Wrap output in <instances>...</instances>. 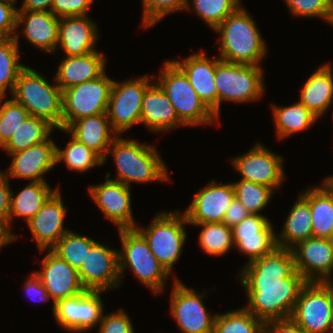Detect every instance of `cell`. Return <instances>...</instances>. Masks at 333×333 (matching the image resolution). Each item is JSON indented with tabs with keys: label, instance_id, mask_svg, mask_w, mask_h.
<instances>
[{
	"label": "cell",
	"instance_id": "4316f807",
	"mask_svg": "<svg viewBox=\"0 0 333 333\" xmlns=\"http://www.w3.org/2000/svg\"><path fill=\"white\" fill-rule=\"evenodd\" d=\"M78 142L97 153L102 159L108 148L119 136L111 127L107 113L83 117L75 120L66 130Z\"/></svg>",
	"mask_w": 333,
	"mask_h": 333
},
{
	"label": "cell",
	"instance_id": "30bf717a",
	"mask_svg": "<svg viewBox=\"0 0 333 333\" xmlns=\"http://www.w3.org/2000/svg\"><path fill=\"white\" fill-rule=\"evenodd\" d=\"M113 81L104 72L97 79L63 90L62 129L80 118L107 113Z\"/></svg>",
	"mask_w": 333,
	"mask_h": 333
},
{
	"label": "cell",
	"instance_id": "52a82bcc",
	"mask_svg": "<svg viewBox=\"0 0 333 333\" xmlns=\"http://www.w3.org/2000/svg\"><path fill=\"white\" fill-rule=\"evenodd\" d=\"M185 224H188L185 213L164 211L157 213L146 228H140L138 225L135 227L147 241L155 258L170 275L186 243Z\"/></svg>",
	"mask_w": 333,
	"mask_h": 333
},
{
	"label": "cell",
	"instance_id": "1f68e13d",
	"mask_svg": "<svg viewBox=\"0 0 333 333\" xmlns=\"http://www.w3.org/2000/svg\"><path fill=\"white\" fill-rule=\"evenodd\" d=\"M321 185L307 189L301 195L309 202L313 237L330 239L333 234V195Z\"/></svg>",
	"mask_w": 333,
	"mask_h": 333
},
{
	"label": "cell",
	"instance_id": "11a10c76",
	"mask_svg": "<svg viewBox=\"0 0 333 333\" xmlns=\"http://www.w3.org/2000/svg\"><path fill=\"white\" fill-rule=\"evenodd\" d=\"M321 184H323L333 195V175L325 178Z\"/></svg>",
	"mask_w": 333,
	"mask_h": 333
},
{
	"label": "cell",
	"instance_id": "bcb514c9",
	"mask_svg": "<svg viewBox=\"0 0 333 333\" xmlns=\"http://www.w3.org/2000/svg\"><path fill=\"white\" fill-rule=\"evenodd\" d=\"M16 2L13 0H0V38L14 37L17 32Z\"/></svg>",
	"mask_w": 333,
	"mask_h": 333
},
{
	"label": "cell",
	"instance_id": "f5cc1de1",
	"mask_svg": "<svg viewBox=\"0 0 333 333\" xmlns=\"http://www.w3.org/2000/svg\"><path fill=\"white\" fill-rule=\"evenodd\" d=\"M54 0H23L18 11H47L52 12Z\"/></svg>",
	"mask_w": 333,
	"mask_h": 333
},
{
	"label": "cell",
	"instance_id": "ac0fdd59",
	"mask_svg": "<svg viewBox=\"0 0 333 333\" xmlns=\"http://www.w3.org/2000/svg\"><path fill=\"white\" fill-rule=\"evenodd\" d=\"M82 285L87 290L106 291L119 288L118 251L97 242L78 270Z\"/></svg>",
	"mask_w": 333,
	"mask_h": 333
},
{
	"label": "cell",
	"instance_id": "ba28073f",
	"mask_svg": "<svg viewBox=\"0 0 333 333\" xmlns=\"http://www.w3.org/2000/svg\"><path fill=\"white\" fill-rule=\"evenodd\" d=\"M263 72L261 66L223 60L216 65L214 80L218 91V119L222 101L243 104L261 98L265 92Z\"/></svg>",
	"mask_w": 333,
	"mask_h": 333
},
{
	"label": "cell",
	"instance_id": "cb8c5ba5",
	"mask_svg": "<svg viewBox=\"0 0 333 333\" xmlns=\"http://www.w3.org/2000/svg\"><path fill=\"white\" fill-rule=\"evenodd\" d=\"M95 22L85 16H65L60 18L58 46L65 56H82L96 51L99 37Z\"/></svg>",
	"mask_w": 333,
	"mask_h": 333
},
{
	"label": "cell",
	"instance_id": "816d5d0a",
	"mask_svg": "<svg viewBox=\"0 0 333 333\" xmlns=\"http://www.w3.org/2000/svg\"><path fill=\"white\" fill-rule=\"evenodd\" d=\"M266 333H306L291 318L266 323Z\"/></svg>",
	"mask_w": 333,
	"mask_h": 333
},
{
	"label": "cell",
	"instance_id": "8fae6325",
	"mask_svg": "<svg viewBox=\"0 0 333 333\" xmlns=\"http://www.w3.org/2000/svg\"><path fill=\"white\" fill-rule=\"evenodd\" d=\"M148 75L124 82L113 81L107 115L112 129L118 134L141 124V105L146 89L154 82ZM151 80V81H150Z\"/></svg>",
	"mask_w": 333,
	"mask_h": 333
},
{
	"label": "cell",
	"instance_id": "d6a6232c",
	"mask_svg": "<svg viewBox=\"0 0 333 333\" xmlns=\"http://www.w3.org/2000/svg\"><path fill=\"white\" fill-rule=\"evenodd\" d=\"M272 116L277 138L283 139L310 128L317 117L300 101L293 105H272Z\"/></svg>",
	"mask_w": 333,
	"mask_h": 333
},
{
	"label": "cell",
	"instance_id": "4fadbf2b",
	"mask_svg": "<svg viewBox=\"0 0 333 333\" xmlns=\"http://www.w3.org/2000/svg\"><path fill=\"white\" fill-rule=\"evenodd\" d=\"M102 292L85 290L76 296L63 298L55 303V317L58 325L69 332L89 331L99 324L104 313Z\"/></svg>",
	"mask_w": 333,
	"mask_h": 333
},
{
	"label": "cell",
	"instance_id": "74e56055",
	"mask_svg": "<svg viewBox=\"0 0 333 333\" xmlns=\"http://www.w3.org/2000/svg\"><path fill=\"white\" fill-rule=\"evenodd\" d=\"M97 242L92 238L68 231L58 240L52 250L70 266L79 270L87 254Z\"/></svg>",
	"mask_w": 333,
	"mask_h": 333
},
{
	"label": "cell",
	"instance_id": "681fc988",
	"mask_svg": "<svg viewBox=\"0 0 333 333\" xmlns=\"http://www.w3.org/2000/svg\"><path fill=\"white\" fill-rule=\"evenodd\" d=\"M24 285V290L33 301L46 302L51 300L46 288L41 283L40 278L35 274V272L30 275V278L28 277Z\"/></svg>",
	"mask_w": 333,
	"mask_h": 333
},
{
	"label": "cell",
	"instance_id": "7a4b0ae2",
	"mask_svg": "<svg viewBox=\"0 0 333 333\" xmlns=\"http://www.w3.org/2000/svg\"><path fill=\"white\" fill-rule=\"evenodd\" d=\"M258 29L252 16L240 6L214 30L220 33L219 58L230 63L262 65L268 51Z\"/></svg>",
	"mask_w": 333,
	"mask_h": 333
},
{
	"label": "cell",
	"instance_id": "83f0119b",
	"mask_svg": "<svg viewBox=\"0 0 333 333\" xmlns=\"http://www.w3.org/2000/svg\"><path fill=\"white\" fill-rule=\"evenodd\" d=\"M106 57L98 50L82 56H65L59 63L54 80L61 90L97 79L105 72Z\"/></svg>",
	"mask_w": 333,
	"mask_h": 333
},
{
	"label": "cell",
	"instance_id": "f35d334b",
	"mask_svg": "<svg viewBox=\"0 0 333 333\" xmlns=\"http://www.w3.org/2000/svg\"><path fill=\"white\" fill-rule=\"evenodd\" d=\"M65 149L56 146V164L64 161L73 171L84 172L97 165H103V159L90 148L78 142L70 135Z\"/></svg>",
	"mask_w": 333,
	"mask_h": 333
},
{
	"label": "cell",
	"instance_id": "8992f818",
	"mask_svg": "<svg viewBox=\"0 0 333 333\" xmlns=\"http://www.w3.org/2000/svg\"><path fill=\"white\" fill-rule=\"evenodd\" d=\"M122 249L118 250L119 273L124 275L129 267L133 275L150 288L153 294L164 290L170 274L151 252L145 238L136 229H119Z\"/></svg>",
	"mask_w": 333,
	"mask_h": 333
},
{
	"label": "cell",
	"instance_id": "2e32d148",
	"mask_svg": "<svg viewBox=\"0 0 333 333\" xmlns=\"http://www.w3.org/2000/svg\"><path fill=\"white\" fill-rule=\"evenodd\" d=\"M291 250L296 270L307 282L332 281L333 242L329 238L310 237L298 242Z\"/></svg>",
	"mask_w": 333,
	"mask_h": 333
},
{
	"label": "cell",
	"instance_id": "5bb4252c",
	"mask_svg": "<svg viewBox=\"0 0 333 333\" xmlns=\"http://www.w3.org/2000/svg\"><path fill=\"white\" fill-rule=\"evenodd\" d=\"M235 170L245 181L255 182L278 189L285 178L282 156L275 154L261 143H257L248 152L231 159Z\"/></svg>",
	"mask_w": 333,
	"mask_h": 333
},
{
	"label": "cell",
	"instance_id": "836d02e7",
	"mask_svg": "<svg viewBox=\"0 0 333 333\" xmlns=\"http://www.w3.org/2000/svg\"><path fill=\"white\" fill-rule=\"evenodd\" d=\"M54 129L56 128L48 121L29 116L26 121L15 130L11 139L2 150H5L8 154L25 150L35 144L47 141Z\"/></svg>",
	"mask_w": 333,
	"mask_h": 333
},
{
	"label": "cell",
	"instance_id": "8d00e7d4",
	"mask_svg": "<svg viewBox=\"0 0 333 333\" xmlns=\"http://www.w3.org/2000/svg\"><path fill=\"white\" fill-rule=\"evenodd\" d=\"M202 227L199 245L208 255L221 256L234 247L232 228L223 222L192 224Z\"/></svg>",
	"mask_w": 333,
	"mask_h": 333
},
{
	"label": "cell",
	"instance_id": "f1b7e54d",
	"mask_svg": "<svg viewBox=\"0 0 333 333\" xmlns=\"http://www.w3.org/2000/svg\"><path fill=\"white\" fill-rule=\"evenodd\" d=\"M333 68L321 65L307 78L300 92V102L317 118L326 114L333 105Z\"/></svg>",
	"mask_w": 333,
	"mask_h": 333
},
{
	"label": "cell",
	"instance_id": "7bdbcfd3",
	"mask_svg": "<svg viewBox=\"0 0 333 333\" xmlns=\"http://www.w3.org/2000/svg\"><path fill=\"white\" fill-rule=\"evenodd\" d=\"M188 0H142V26L149 28L166 15L185 10Z\"/></svg>",
	"mask_w": 333,
	"mask_h": 333
},
{
	"label": "cell",
	"instance_id": "4dcf8cb0",
	"mask_svg": "<svg viewBox=\"0 0 333 333\" xmlns=\"http://www.w3.org/2000/svg\"><path fill=\"white\" fill-rule=\"evenodd\" d=\"M290 209L280 235H276L279 248L291 249L298 242L313 237L309 202L299 195Z\"/></svg>",
	"mask_w": 333,
	"mask_h": 333
},
{
	"label": "cell",
	"instance_id": "ee69618b",
	"mask_svg": "<svg viewBox=\"0 0 333 333\" xmlns=\"http://www.w3.org/2000/svg\"><path fill=\"white\" fill-rule=\"evenodd\" d=\"M284 2L294 16L319 17L331 24L328 0H284Z\"/></svg>",
	"mask_w": 333,
	"mask_h": 333
},
{
	"label": "cell",
	"instance_id": "d590c367",
	"mask_svg": "<svg viewBox=\"0 0 333 333\" xmlns=\"http://www.w3.org/2000/svg\"><path fill=\"white\" fill-rule=\"evenodd\" d=\"M213 333H266V323L243 307L216 313Z\"/></svg>",
	"mask_w": 333,
	"mask_h": 333
},
{
	"label": "cell",
	"instance_id": "44dd1931",
	"mask_svg": "<svg viewBox=\"0 0 333 333\" xmlns=\"http://www.w3.org/2000/svg\"><path fill=\"white\" fill-rule=\"evenodd\" d=\"M58 189L26 223L40 251L52 249L68 230L64 227L66 208Z\"/></svg>",
	"mask_w": 333,
	"mask_h": 333
},
{
	"label": "cell",
	"instance_id": "db71d44e",
	"mask_svg": "<svg viewBox=\"0 0 333 333\" xmlns=\"http://www.w3.org/2000/svg\"><path fill=\"white\" fill-rule=\"evenodd\" d=\"M11 243V239L5 234L3 227L0 225V248L4 245H9Z\"/></svg>",
	"mask_w": 333,
	"mask_h": 333
},
{
	"label": "cell",
	"instance_id": "603a6c76",
	"mask_svg": "<svg viewBox=\"0 0 333 333\" xmlns=\"http://www.w3.org/2000/svg\"><path fill=\"white\" fill-rule=\"evenodd\" d=\"M172 61L184 72L200 99L218 118V91L214 78L216 65L221 59H208L202 50L189 55L183 61Z\"/></svg>",
	"mask_w": 333,
	"mask_h": 333
},
{
	"label": "cell",
	"instance_id": "f907efd6",
	"mask_svg": "<svg viewBox=\"0 0 333 333\" xmlns=\"http://www.w3.org/2000/svg\"><path fill=\"white\" fill-rule=\"evenodd\" d=\"M249 215L250 212L246 209V207L235 198L228 207L222 222L232 228L246 219Z\"/></svg>",
	"mask_w": 333,
	"mask_h": 333
},
{
	"label": "cell",
	"instance_id": "9a60e30c",
	"mask_svg": "<svg viewBox=\"0 0 333 333\" xmlns=\"http://www.w3.org/2000/svg\"><path fill=\"white\" fill-rule=\"evenodd\" d=\"M106 173L105 182L89 187L90 197L104 213V217L119 229H135L137 226L132 213L131 193L127 185L111 180Z\"/></svg>",
	"mask_w": 333,
	"mask_h": 333
},
{
	"label": "cell",
	"instance_id": "7c38bea8",
	"mask_svg": "<svg viewBox=\"0 0 333 333\" xmlns=\"http://www.w3.org/2000/svg\"><path fill=\"white\" fill-rule=\"evenodd\" d=\"M205 293L189 289L178 278L171 291L170 313L182 333H213L216 314H210L202 299Z\"/></svg>",
	"mask_w": 333,
	"mask_h": 333
},
{
	"label": "cell",
	"instance_id": "484cf974",
	"mask_svg": "<svg viewBox=\"0 0 333 333\" xmlns=\"http://www.w3.org/2000/svg\"><path fill=\"white\" fill-rule=\"evenodd\" d=\"M17 29L22 23V34L27 41L47 53H55L58 43L60 18L47 11H17Z\"/></svg>",
	"mask_w": 333,
	"mask_h": 333
},
{
	"label": "cell",
	"instance_id": "b9f144b4",
	"mask_svg": "<svg viewBox=\"0 0 333 333\" xmlns=\"http://www.w3.org/2000/svg\"><path fill=\"white\" fill-rule=\"evenodd\" d=\"M4 101L0 97V148L2 149L11 139L15 130L30 116L27 109L13 98Z\"/></svg>",
	"mask_w": 333,
	"mask_h": 333
},
{
	"label": "cell",
	"instance_id": "c3c4849f",
	"mask_svg": "<svg viewBox=\"0 0 333 333\" xmlns=\"http://www.w3.org/2000/svg\"><path fill=\"white\" fill-rule=\"evenodd\" d=\"M11 193L9 179L0 171V225L8 237Z\"/></svg>",
	"mask_w": 333,
	"mask_h": 333
},
{
	"label": "cell",
	"instance_id": "d4e9b609",
	"mask_svg": "<svg viewBox=\"0 0 333 333\" xmlns=\"http://www.w3.org/2000/svg\"><path fill=\"white\" fill-rule=\"evenodd\" d=\"M141 123L150 131L167 132L178 126H186L178 117L171 101L154 81L145 91L141 105Z\"/></svg>",
	"mask_w": 333,
	"mask_h": 333
},
{
	"label": "cell",
	"instance_id": "9f6ffc18",
	"mask_svg": "<svg viewBox=\"0 0 333 333\" xmlns=\"http://www.w3.org/2000/svg\"><path fill=\"white\" fill-rule=\"evenodd\" d=\"M328 6L330 10V15H331V25H333V0H328Z\"/></svg>",
	"mask_w": 333,
	"mask_h": 333
},
{
	"label": "cell",
	"instance_id": "3957f363",
	"mask_svg": "<svg viewBox=\"0 0 333 333\" xmlns=\"http://www.w3.org/2000/svg\"><path fill=\"white\" fill-rule=\"evenodd\" d=\"M107 154H112L117 169V177L111 180L128 187L134 182L144 184L170 180L165 162L151 145L118 136L108 148L103 164Z\"/></svg>",
	"mask_w": 333,
	"mask_h": 333
},
{
	"label": "cell",
	"instance_id": "7dc6e473",
	"mask_svg": "<svg viewBox=\"0 0 333 333\" xmlns=\"http://www.w3.org/2000/svg\"><path fill=\"white\" fill-rule=\"evenodd\" d=\"M94 0H54L52 13L61 18L65 16H85Z\"/></svg>",
	"mask_w": 333,
	"mask_h": 333
},
{
	"label": "cell",
	"instance_id": "e575fe53",
	"mask_svg": "<svg viewBox=\"0 0 333 333\" xmlns=\"http://www.w3.org/2000/svg\"><path fill=\"white\" fill-rule=\"evenodd\" d=\"M19 34L14 37L0 38V97L6 90L13 93L19 73L26 67L19 60Z\"/></svg>",
	"mask_w": 333,
	"mask_h": 333
},
{
	"label": "cell",
	"instance_id": "f546056e",
	"mask_svg": "<svg viewBox=\"0 0 333 333\" xmlns=\"http://www.w3.org/2000/svg\"><path fill=\"white\" fill-rule=\"evenodd\" d=\"M59 189H52L47 181H31L17 195L11 193L9 215V238L11 242L18 236L10 231L13 219L22 217L26 223L43 207L45 202Z\"/></svg>",
	"mask_w": 333,
	"mask_h": 333
},
{
	"label": "cell",
	"instance_id": "d6986e66",
	"mask_svg": "<svg viewBox=\"0 0 333 333\" xmlns=\"http://www.w3.org/2000/svg\"><path fill=\"white\" fill-rule=\"evenodd\" d=\"M199 189L185 210L188 224L222 222L228 207L235 199L232 183L208 182Z\"/></svg>",
	"mask_w": 333,
	"mask_h": 333
},
{
	"label": "cell",
	"instance_id": "f6af8a7d",
	"mask_svg": "<svg viewBox=\"0 0 333 333\" xmlns=\"http://www.w3.org/2000/svg\"><path fill=\"white\" fill-rule=\"evenodd\" d=\"M99 325V333H135L132 322L123 309L103 314Z\"/></svg>",
	"mask_w": 333,
	"mask_h": 333
},
{
	"label": "cell",
	"instance_id": "ab89813d",
	"mask_svg": "<svg viewBox=\"0 0 333 333\" xmlns=\"http://www.w3.org/2000/svg\"><path fill=\"white\" fill-rule=\"evenodd\" d=\"M190 2L191 5L188 0L185 10L193 8L196 15L205 21L212 30H215L241 6L240 0H191Z\"/></svg>",
	"mask_w": 333,
	"mask_h": 333
},
{
	"label": "cell",
	"instance_id": "e0dca14e",
	"mask_svg": "<svg viewBox=\"0 0 333 333\" xmlns=\"http://www.w3.org/2000/svg\"><path fill=\"white\" fill-rule=\"evenodd\" d=\"M234 247L247 255L246 264L272 253L278 246L272 223L264 215L250 214L232 227Z\"/></svg>",
	"mask_w": 333,
	"mask_h": 333
},
{
	"label": "cell",
	"instance_id": "9c48e42d",
	"mask_svg": "<svg viewBox=\"0 0 333 333\" xmlns=\"http://www.w3.org/2000/svg\"><path fill=\"white\" fill-rule=\"evenodd\" d=\"M290 318L306 333H332L333 284L307 282Z\"/></svg>",
	"mask_w": 333,
	"mask_h": 333
},
{
	"label": "cell",
	"instance_id": "7402d4cb",
	"mask_svg": "<svg viewBox=\"0 0 333 333\" xmlns=\"http://www.w3.org/2000/svg\"><path fill=\"white\" fill-rule=\"evenodd\" d=\"M56 143L52 138L35 144L25 150L12 153L9 170L6 177L21 178L31 181H46L44 175L56 164Z\"/></svg>",
	"mask_w": 333,
	"mask_h": 333
},
{
	"label": "cell",
	"instance_id": "ffe728a7",
	"mask_svg": "<svg viewBox=\"0 0 333 333\" xmlns=\"http://www.w3.org/2000/svg\"><path fill=\"white\" fill-rule=\"evenodd\" d=\"M41 265L42 270H37L35 274L53 300V314L58 300L76 296L86 290L80 281L78 270L65 262L52 249H49L48 254L42 259Z\"/></svg>",
	"mask_w": 333,
	"mask_h": 333
},
{
	"label": "cell",
	"instance_id": "6da1fadb",
	"mask_svg": "<svg viewBox=\"0 0 333 333\" xmlns=\"http://www.w3.org/2000/svg\"><path fill=\"white\" fill-rule=\"evenodd\" d=\"M239 278L249 301L244 308L265 323L290 318L307 283L296 270L292 250L279 247L245 264Z\"/></svg>",
	"mask_w": 333,
	"mask_h": 333
},
{
	"label": "cell",
	"instance_id": "60d3db41",
	"mask_svg": "<svg viewBox=\"0 0 333 333\" xmlns=\"http://www.w3.org/2000/svg\"><path fill=\"white\" fill-rule=\"evenodd\" d=\"M235 198L239 200L250 214L260 215V211L266 208L274 190L269 186L257 184L255 182L240 179L232 183Z\"/></svg>",
	"mask_w": 333,
	"mask_h": 333
},
{
	"label": "cell",
	"instance_id": "277c9868",
	"mask_svg": "<svg viewBox=\"0 0 333 333\" xmlns=\"http://www.w3.org/2000/svg\"><path fill=\"white\" fill-rule=\"evenodd\" d=\"M50 84L36 70L25 67L18 76L13 99L22 104L30 116L42 118L56 129H62V90L56 83Z\"/></svg>",
	"mask_w": 333,
	"mask_h": 333
},
{
	"label": "cell",
	"instance_id": "5b68a950",
	"mask_svg": "<svg viewBox=\"0 0 333 333\" xmlns=\"http://www.w3.org/2000/svg\"><path fill=\"white\" fill-rule=\"evenodd\" d=\"M159 78L154 81L165 92L179 119L186 126L209 125L219 120L203 103L184 72L172 61H164Z\"/></svg>",
	"mask_w": 333,
	"mask_h": 333
}]
</instances>
